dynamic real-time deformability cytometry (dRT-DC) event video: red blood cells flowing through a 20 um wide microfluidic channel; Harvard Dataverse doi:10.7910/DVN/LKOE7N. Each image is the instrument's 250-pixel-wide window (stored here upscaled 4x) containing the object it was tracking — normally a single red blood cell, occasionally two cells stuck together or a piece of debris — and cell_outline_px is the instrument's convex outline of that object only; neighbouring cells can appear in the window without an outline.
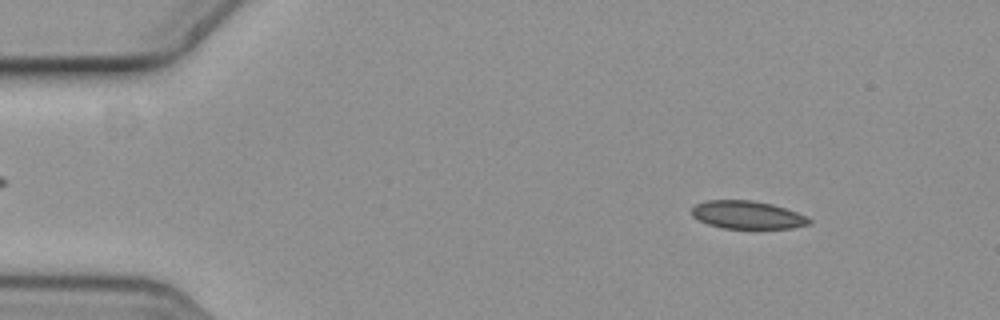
{"species": "common noctule bat (a hibernating species)", "species_latin": "Nyctalus noctula", "temperature_condition": "cold", "stored_images_in_passage": 10, "camera_frame_rate_fps": 3000, "um_per_image_px": 0.085, "animal": {"sex": "female", "body_mass_g": 19.3, "forearm_length_mm": 54.1}, "frame": {"image": 1, "passage_image": 1, "time_ms": 0.0, "image_size_px": [1000, 320], "cell_outline_px": [[812, 224], [792, 228], [720, 228], [708, 224], [692, 216], [692, 208], [696, 204], [704, 200], [752, 200], [772, 204], [808, 216], [812, 220]], "centroid_in_image_um": [63.54, 18.26], "position_along_channel_um": 21.5, "area_um2": 19.19}}
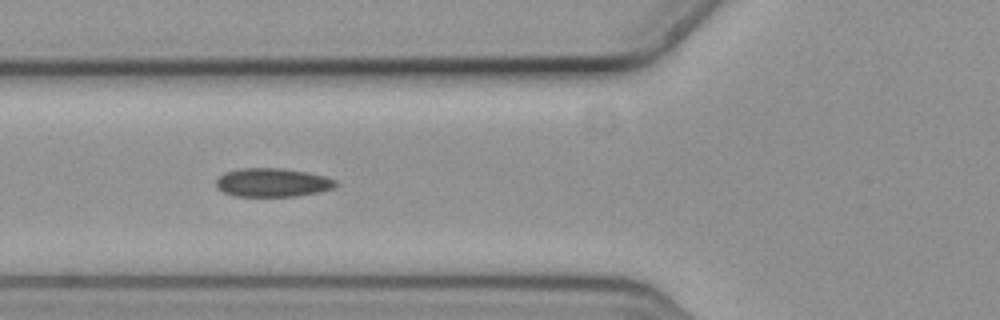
{"frame": {"image": 2, "passage_image": 5, "time_ms": 1.333, "image_size_px": [1000, 320], "cell_outline_px": [[336, 184], [332, 188], [320, 192], [296, 196], [236, 196], [224, 192], [216, 188], [216, 180], [224, 172], [240, 168], [280, 168], [308, 172], [324, 176], [336, 180]], "centroid_in_image_um": [23.14, 15.51], "position_along_channel_um": 102.7, "area_um2": 19.94}}
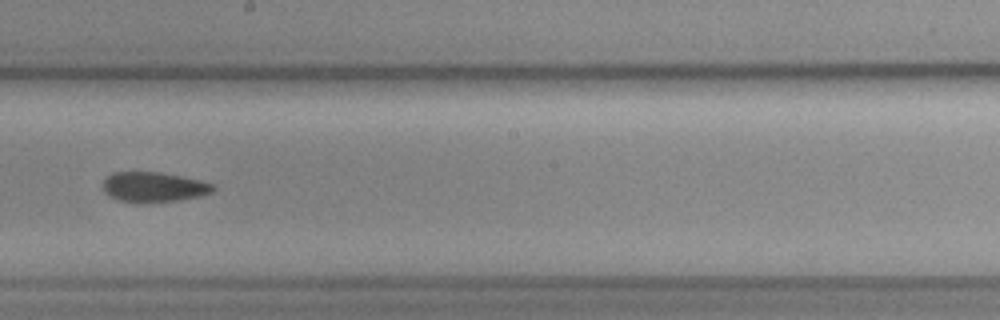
{"frame": {"image": 3, "passage_image": 8, "time_ms": 2.333, "image_size_px": [1000, 320], "cell_outline_px": [[216, 188], [212, 192], [200, 196], [180, 200], [144, 204], [136, 204], [120, 200], [104, 192], [104, 180], [112, 172], [160, 172], [200, 180], [212, 184]], "centroid_in_image_um": [13.07, 15.92], "position_along_channel_um": 235.1, "area_um2": 19.42}}